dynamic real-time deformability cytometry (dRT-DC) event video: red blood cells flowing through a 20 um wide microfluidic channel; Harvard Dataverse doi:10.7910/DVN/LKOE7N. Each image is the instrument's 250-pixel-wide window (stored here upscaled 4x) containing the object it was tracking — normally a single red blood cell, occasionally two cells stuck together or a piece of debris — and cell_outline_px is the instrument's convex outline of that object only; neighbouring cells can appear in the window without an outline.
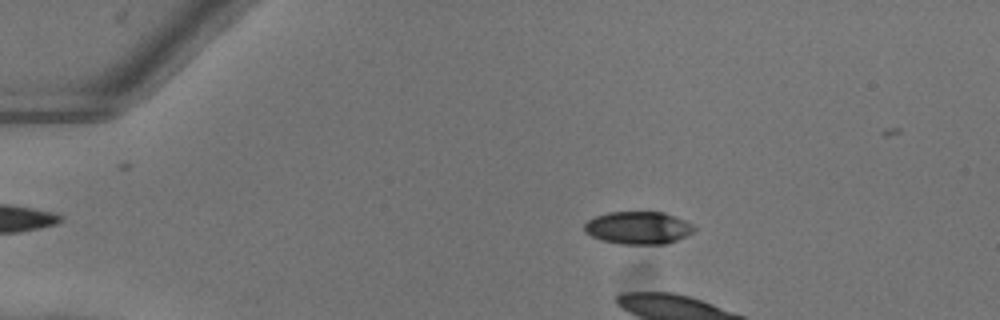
{"species": "common noctule bat (a hibernating species)", "species_latin": "Nyctalus noctula", "temperature_condition": "warm", "stored_images_in_passage": 14, "camera_frame_rate_fps": 3000, "um_per_image_px": 0.085, "animal": {"sex": "female"}, "frame": {"image": 1, "passage_image": 10, "time_ms": 3.0, "image_size_px": [1000, 320], "cell_outline_px": [[696, 228], [692, 232], [676, 240], [664, 244], [620, 244], [604, 240], [592, 236], [584, 232], [584, 224], [588, 220], [596, 216], [608, 212], [664, 212], [684, 220], [692, 224]], "centroid_in_image_um": [54.23, 19.36], "position_along_channel_um": 30.8, "area_um2": 20.69}}